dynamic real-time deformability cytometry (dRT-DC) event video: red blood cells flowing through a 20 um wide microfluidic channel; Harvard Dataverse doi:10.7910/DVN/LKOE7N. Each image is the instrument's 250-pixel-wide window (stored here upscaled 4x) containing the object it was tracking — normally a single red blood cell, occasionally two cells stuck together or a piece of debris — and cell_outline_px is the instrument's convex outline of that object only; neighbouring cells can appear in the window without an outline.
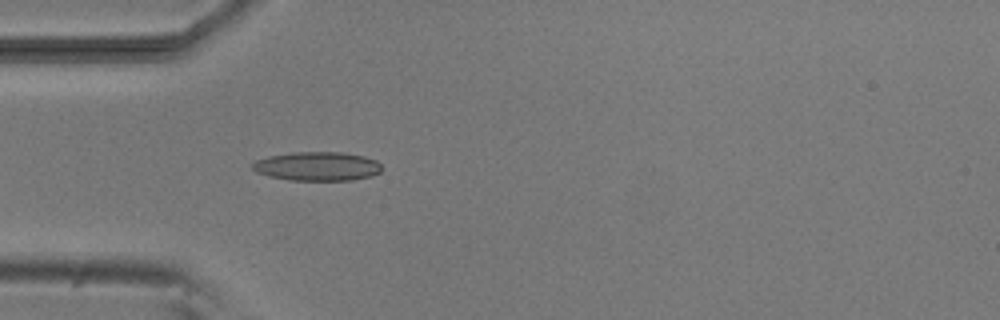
{"species": "common noctule bat (a hibernating species)", "species_latin": "Nyctalus noctula", "temperature_condition": "room temperature", "stored_images_in_passage": 5, "camera_frame_rate_fps": 3000, "um_per_image_px": 0.085, "animal": {"sex": "male", "body_mass_g": 20.5, "forearm_length_mm": 52.5}, "frame": {"image": 1, "passage_image": 5, "time_ms": 4.667, "image_size_px": [1000, 320], "cell_outline_px": [[384, 168], [380, 172], [372, 176], [352, 180], [288, 180], [268, 176], [256, 172], [252, 168], [252, 164], [256, 160], [268, 156], [292, 152], [344, 152], [364, 156], [376, 160]], "centroid_in_image_um": [26.99, 14.13], "position_along_channel_um": 58.0, "area_um2": 22.02}}